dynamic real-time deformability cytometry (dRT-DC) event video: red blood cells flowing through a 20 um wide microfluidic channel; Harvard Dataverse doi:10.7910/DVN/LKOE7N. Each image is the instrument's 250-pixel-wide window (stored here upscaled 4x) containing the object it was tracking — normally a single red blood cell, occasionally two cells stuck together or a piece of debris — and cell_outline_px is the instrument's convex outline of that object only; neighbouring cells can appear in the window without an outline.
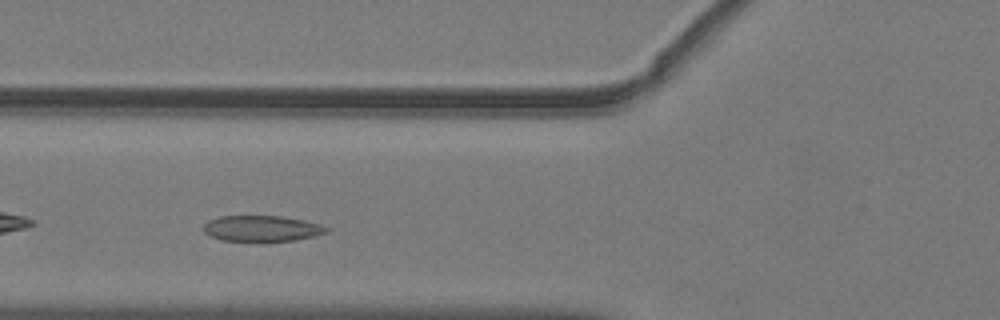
{"species": "common noctule bat (a hibernating species)", "species_latin": "Nyctalus noctula", "temperature_condition": "warm", "stored_images_in_passage": 29, "camera_frame_rate_fps": 3000, "um_per_image_px": 0.085, "animal": {"sex": "male", "body_mass_g": 19.2, "forearm_length_mm": 51.8}, "frame": {"image": 1, "passage_image": 5, "time_ms": 1.333, "image_size_px": [1000, 320], "cell_outline_px": [[332, 228], [328, 232], [316, 236], [296, 240], [220, 240], [208, 236], [204, 232], [204, 224], [208, 220], [220, 216], [280, 216], [304, 220], [320, 224]], "centroid_in_image_um": [22.28, 19.41], "position_along_channel_um": 103.5, "area_um2": 18.5}}
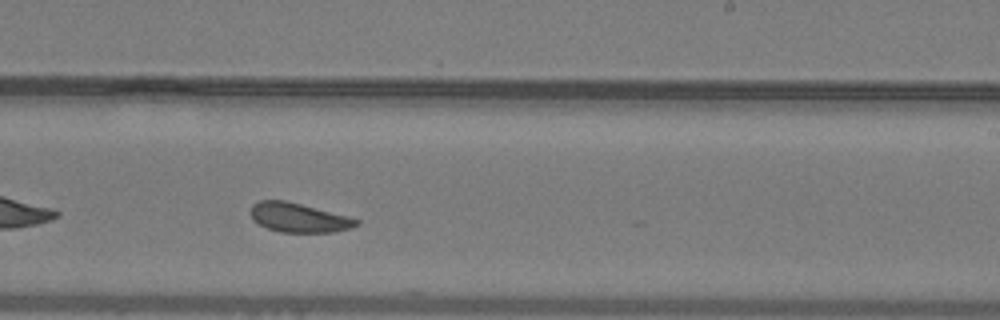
{"frame": {"image": 2, "passage_image": 17, "time_ms": 5.333, "image_size_px": [1000, 320], "cell_outline_px": [[360, 224], [352, 228], [336, 232], [280, 232], [268, 228], [260, 224], [252, 216], [252, 204], [260, 200], [284, 200], [300, 204], [360, 220]], "centroid_in_image_um": [25.42, 18.51], "position_along_channel_um": 263.6, "area_um2": 17.63}}
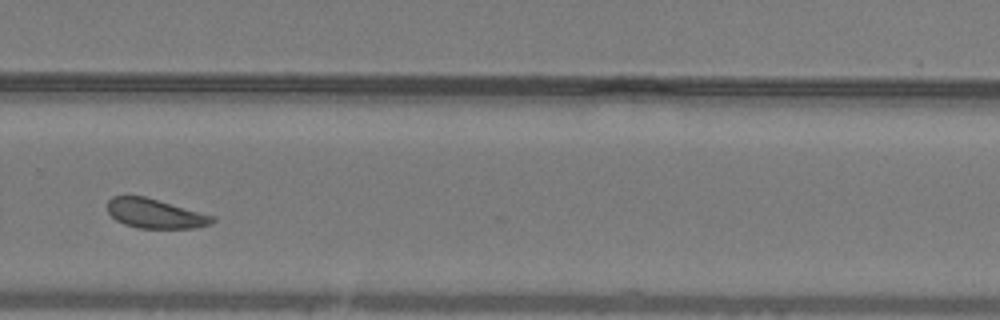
{"frame": {"image": 3, "passage_image": 21, "time_ms": 6.667, "image_size_px": [1000, 320], "cell_outline_px": [[216, 220], [212, 224], [196, 228], [140, 228], [124, 224], [116, 220], [108, 212], [108, 200], [112, 196], [144, 196], [216, 216]], "centroid_in_image_um": [13.23, 18.16], "position_along_channel_um": 316.6, "area_um2": 18.03}, "authors_computed_cell_mechanics": {"area_um2": 18.496, "velocity_mm_per_s": 4.0116, "shape_relaxation_time_tau1_ms": 3.8606, "shape_relaxation_time_tau2_ms": 5.0623, "deformation_change_tau1": 0.1021, "deformation_change_tau2": 0.0713}}